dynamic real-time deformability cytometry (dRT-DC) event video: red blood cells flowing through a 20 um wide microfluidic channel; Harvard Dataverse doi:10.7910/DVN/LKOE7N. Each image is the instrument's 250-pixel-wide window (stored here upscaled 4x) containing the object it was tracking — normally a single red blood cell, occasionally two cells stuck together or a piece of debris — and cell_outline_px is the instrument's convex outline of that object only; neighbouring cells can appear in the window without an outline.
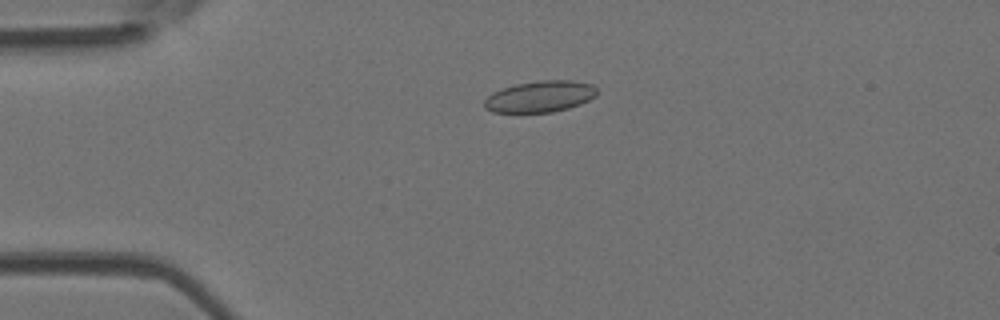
{"species": "Egyptian fruit bat (a non-hibernating species)", "species_latin": "Rousettus aegyptiacus", "temperature_condition": "room temperature", "stored_images_in_passage": 39, "camera_frame_rate_fps": 3000, "um_per_image_px": 0.085, "animal": {"sex": "female"}, "frame": {"image": 1, "passage_image": 1, "time_ms": 0.0, "image_size_px": [1000, 320], "cell_outline_px": [[596, 96], [580, 104], [568, 108], [552, 112], [492, 112], [484, 108], [484, 100], [492, 92], [516, 84], [540, 80], [572, 80], [592, 84], [596, 88]], "centroid_in_image_um": [45.9, 8.2], "position_along_channel_um": 39.1, "area_um2": 20.52}}
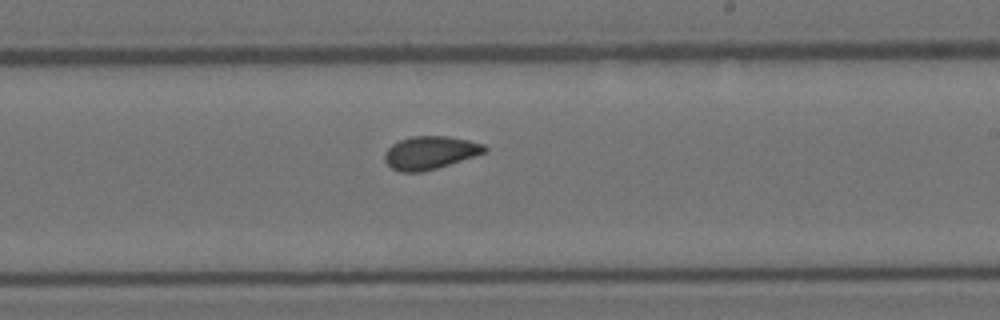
{"frame": {"image": 2, "passage_image": 19, "time_ms": 6.0, "image_size_px": [1000, 320], "cell_outline_px": [[488, 152], [436, 168], [420, 172], [400, 172], [392, 168], [384, 160], [384, 156], [388, 148], [392, 144], [400, 140], [412, 136], [448, 136], [468, 140], [484, 144], [488, 148]], "centroid_in_image_um": [36.58, 12.97], "position_along_channel_um": 252.4, "area_um2": 19.19}}
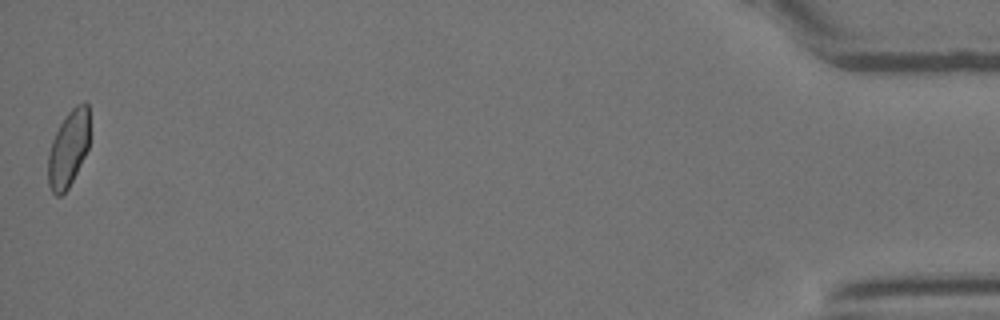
{"frame": {"image": 3, "passage_image": 39, "time_ms": 12.667, "image_size_px": [1000, 320], "cell_outline_px": [[88, 148], [68, 188], [60, 196], [56, 196], [52, 192], [48, 184], [48, 152], [52, 140], [60, 124], [68, 112], [76, 104], [84, 100], [88, 104]], "centroid_in_image_um": [5.8, 12.62], "position_along_channel_um": 429.4, "area_um2": 18.32}, "authors_computed_cell_mechanics": {"area_um2": 18.9584, "velocity_mm_per_s": 4.0654, "shape_relaxation_time_tau1_ms": null, "shape_relaxation_time_tau2_ms": 1.5524, "deformation_change_tau1": null, "deformation_change_tau2": 0.0576}}